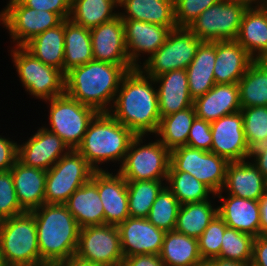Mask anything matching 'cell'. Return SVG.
I'll use <instances>...</instances> for the list:
<instances>
[{
    "label": "cell",
    "instance_id": "35",
    "mask_svg": "<svg viewBox=\"0 0 267 266\" xmlns=\"http://www.w3.org/2000/svg\"><path fill=\"white\" fill-rule=\"evenodd\" d=\"M211 203L209 199L180 205L175 231L198 239L218 214V207Z\"/></svg>",
    "mask_w": 267,
    "mask_h": 266
},
{
    "label": "cell",
    "instance_id": "15",
    "mask_svg": "<svg viewBox=\"0 0 267 266\" xmlns=\"http://www.w3.org/2000/svg\"><path fill=\"white\" fill-rule=\"evenodd\" d=\"M93 60L122 65L128 71L131 64L125 43L124 25L120 16L90 29Z\"/></svg>",
    "mask_w": 267,
    "mask_h": 266
},
{
    "label": "cell",
    "instance_id": "8",
    "mask_svg": "<svg viewBox=\"0 0 267 266\" xmlns=\"http://www.w3.org/2000/svg\"><path fill=\"white\" fill-rule=\"evenodd\" d=\"M46 102L49 104L50 127H43L57 134L70 149H76L83 141L89 123L98 112L65 93Z\"/></svg>",
    "mask_w": 267,
    "mask_h": 266
},
{
    "label": "cell",
    "instance_id": "47",
    "mask_svg": "<svg viewBox=\"0 0 267 266\" xmlns=\"http://www.w3.org/2000/svg\"><path fill=\"white\" fill-rule=\"evenodd\" d=\"M25 6L36 11L57 13L63 20L69 19L72 0H20Z\"/></svg>",
    "mask_w": 267,
    "mask_h": 266
},
{
    "label": "cell",
    "instance_id": "39",
    "mask_svg": "<svg viewBox=\"0 0 267 266\" xmlns=\"http://www.w3.org/2000/svg\"><path fill=\"white\" fill-rule=\"evenodd\" d=\"M164 183L155 180L127 181L129 216L147 218Z\"/></svg>",
    "mask_w": 267,
    "mask_h": 266
},
{
    "label": "cell",
    "instance_id": "26",
    "mask_svg": "<svg viewBox=\"0 0 267 266\" xmlns=\"http://www.w3.org/2000/svg\"><path fill=\"white\" fill-rule=\"evenodd\" d=\"M196 117L208 122L241 110L238 84H215L193 101Z\"/></svg>",
    "mask_w": 267,
    "mask_h": 266
},
{
    "label": "cell",
    "instance_id": "4",
    "mask_svg": "<svg viewBox=\"0 0 267 266\" xmlns=\"http://www.w3.org/2000/svg\"><path fill=\"white\" fill-rule=\"evenodd\" d=\"M135 136L109 112H98L89 123L83 141L76 150L95 171L105 170L99 166L110 161H118L120 168Z\"/></svg>",
    "mask_w": 267,
    "mask_h": 266
},
{
    "label": "cell",
    "instance_id": "36",
    "mask_svg": "<svg viewBox=\"0 0 267 266\" xmlns=\"http://www.w3.org/2000/svg\"><path fill=\"white\" fill-rule=\"evenodd\" d=\"M241 108L267 106V65L254 60L237 83Z\"/></svg>",
    "mask_w": 267,
    "mask_h": 266
},
{
    "label": "cell",
    "instance_id": "52",
    "mask_svg": "<svg viewBox=\"0 0 267 266\" xmlns=\"http://www.w3.org/2000/svg\"><path fill=\"white\" fill-rule=\"evenodd\" d=\"M260 235H267V190L259 199Z\"/></svg>",
    "mask_w": 267,
    "mask_h": 266
},
{
    "label": "cell",
    "instance_id": "53",
    "mask_svg": "<svg viewBox=\"0 0 267 266\" xmlns=\"http://www.w3.org/2000/svg\"><path fill=\"white\" fill-rule=\"evenodd\" d=\"M204 266H250V263L232 261L220 257L211 258L204 262Z\"/></svg>",
    "mask_w": 267,
    "mask_h": 266
},
{
    "label": "cell",
    "instance_id": "43",
    "mask_svg": "<svg viewBox=\"0 0 267 266\" xmlns=\"http://www.w3.org/2000/svg\"><path fill=\"white\" fill-rule=\"evenodd\" d=\"M248 147L267 137V106L241 108Z\"/></svg>",
    "mask_w": 267,
    "mask_h": 266
},
{
    "label": "cell",
    "instance_id": "50",
    "mask_svg": "<svg viewBox=\"0 0 267 266\" xmlns=\"http://www.w3.org/2000/svg\"><path fill=\"white\" fill-rule=\"evenodd\" d=\"M250 266H267V235L254 238Z\"/></svg>",
    "mask_w": 267,
    "mask_h": 266
},
{
    "label": "cell",
    "instance_id": "51",
    "mask_svg": "<svg viewBox=\"0 0 267 266\" xmlns=\"http://www.w3.org/2000/svg\"><path fill=\"white\" fill-rule=\"evenodd\" d=\"M122 266H166L159 255L142 254L124 257Z\"/></svg>",
    "mask_w": 267,
    "mask_h": 266
},
{
    "label": "cell",
    "instance_id": "21",
    "mask_svg": "<svg viewBox=\"0 0 267 266\" xmlns=\"http://www.w3.org/2000/svg\"><path fill=\"white\" fill-rule=\"evenodd\" d=\"M223 191L215 194L220 200L218 215L229 228L249 234L253 237L260 235L259 200L239 198L233 195H222Z\"/></svg>",
    "mask_w": 267,
    "mask_h": 266
},
{
    "label": "cell",
    "instance_id": "37",
    "mask_svg": "<svg viewBox=\"0 0 267 266\" xmlns=\"http://www.w3.org/2000/svg\"><path fill=\"white\" fill-rule=\"evenodd\" d=\"M195 118L194 106L169 114L160 119L158 130L154 135L170 151L185 146Z\"/></svg>",
    "mask_w": 267,
    "mask_h": 266
},
{
    "label": "cell",
    "instance_id": "25",
    "mask_svg": "<svg viewBox=\"0 0 267 266\" xmlns=\"http://www.w3.org/2000/svg\"><path fill=\"white\" fill-rule=\"evenodd\" d=\"M254 59L236 40L216 41V84H237Z\"/></svg>",
    "mask_w": 267,
    "mask_h": 266
},
{
    "label": "cell",
    "instance_id": "17",
    "mask_svg": "<svg viewBox=\"0 0 267 266\" xmlns=\"http://www.w3.org/2000/svg\"><path fill=\"white\" fill-rule=\"evenodd\" d=\"M70 150L57 134L41 126L25 143L18 144L17 160L25 166L47 171Z\"/></svg>",
    "mask_w": 267,
    "mask_h": 266
},
{
    "label": "cell",
    "instance_id": "49",
    "mask_svg": "<svg viewBox=\"0 0 267 266\" xmlns=\"http://www.w3.org/2000/svg\"><path fill=\"white\" fill-rule=\"evenodd\" d=\"M248 159L253 162L262 175L267 179V137L263 140L253 142L248 147L246 160Z\"/></svg>",
    "mask_w": 267,
    "mask_h": 266
},
{
    "label": "cell",
    "instance_id": "33",
    "mask_svg": "<svg viewBox=\"0 0 267 266\" xmlns=\"http://www.w3.org/2000/svg\"><path fill=\"white\" fill-rule=\"evenodd\" d=\"M93 60L90 29L70 19L64 20V63L63 74L70 69Z\"/></svg>",
    "mask_w": 267,
    "mask_h": 266
},
{
    "label": "cell",
    "instance_id": "12",
    "mask_svg": "<svg viewBox=\"0 0 267 266\" xmlns=\"http://www.w3.org/2000/svg\"><path fill=\"white\" fill-rule=\"evenodd\" d=\"M228 163L211 151L185 145L171 150L169 171L188 172L216 194L224 186Z\"/></svg>",
    "mask_w": 267,
    "mask_h": 266
},
{
    "label": "cell",
    "instance_id": "55",
    "mask_svg": "<svg viewBox=\"0 0 267 266\" xmlns=\"http://www.w3.org/2000/svg\"><path fill=\"white\" fill-rule=\"evenodd\" d=\"M249 5H262L264 3H267V0H244Z\"/></svg>",
    "mask_w": 267,
    "mask_h": 266
},
{
    "label": "cell",
    "instance_id": "19",
    "mask_svg": "<svg viewBox=\"0 0 267 266\" xmlns=\"http://www.w3.org/2000/svg\"><path fill=\"white\" fill-rule=\"evenodd\" d=\"M123 25L128 57L134 67L142 64L141 53H148L150 57L165 43L171 31L168 27L139 20H123Z\"/></svg>",
    "mask_w": 267,
    "mask_h": 266
},
{
    "label": "cell",
    "instance_id": "29",
    "mask_svg": "<svg viewBox=\"0 0 267 266\" xmlns=\"http://www.w3.org/2000/svg\"><path fill=\"white\" fill-rule=\"evenodd\" d=\"M122 20H139L176 29L174 0H118Z\"/></svg>",
    "mask_w": 267,
    "mask_h": 266
},
{
    "label": "cell",
    "instance_id": "5",
    "mask_svg": "<svg viewBox=\"0 0 267 266\" xmlns=\"http://www.w3.org/2000/svg\"><path fill=\"white\" fill-rule=\"evenodd\" d=\"M0 256L4 266H40L37 228L30 212L0 221Z\"/></svg>",
    "mask_w": 267,
    "mask_h": 266
},
{
    "label": "cell",
    "instance_id": "54",
    "mask_svg": "<svg viewBox=\"0 0 267 266\" xmlns=\"http://www.w3.org/2000/svg\"><path fill=\"white\" fill-rule=\"evenodd\" d=\"M58 266H103V265L96 264L94 262L84 261L76 256H72L65 262L59 264Z\"/></svg>",
    "mask_w": 267,
    "mask_h": 266
},
{
    "label": "cell",
    "instance_id": "13",
    "mask_svg": "<svg viewBox=\"0 0 267 266\" xmlns=\"http://www.w3.org/2000/svg\"><path fill=\"white\" fill-rule=\"evenodd\" d=\"M62 21L57 13L36 11L20 0H9L7 6L0 11V23L16 43L14 46H23L36 35L56 27Z\"/></svg>",
    "mask_w": 267,
    "mask_h": 266
},
{
    "label": "cell",
    "instance_id": "24",
    "mask_svg": "<svg viewBox=\"0 0 267 266\" xmlns=\"http://www.w3.org/2000/svg\"><path fill=\"white\" fill-rule=\"evenodd\" d=\"M80 228L105 224V214L98 193V171L74 191L65 203Z\"/></svg>",
    "mask_w": 267,
    "mask_h": 266
},
{
    "label": "cell",
    "instance_id": "48",
    "mask_svg": "<svg viewBox=\"0 0 267 266\" xmlns=\"http://www.w3.org/2000/svg\"><path fill=\"white\" fill-rule=\"evenodd\" d=\"M18 143L0 135V172L9 171L17 161Z\"/></svg>",
    "mask_w": 267,
    "mask_h": 266
},
{
    "label": "cell",
    "instance_id": "18",
    "mask_svg": "<svg viewBox=\"0 0 267 266\" xmlns=\"http://www.w3.org/2000/svg\"><path fill=\"white\" fill-rule=\"evenodd\" d=\"M117 227L124 257L160 254L165 231L154 226L147 218L128 217Z\"/></svg>",
    "mask_w": 267,
    "mask_h": 266
},
{
    "label": "cell",
    "instance_id": "38",
    "mask_svg": "<svg viewBox=\"0 0 267 266\" xmlns=\"http://www.w3.org/2000/svg\"><path fill=\"white\" fill-rule=\"evenodd\" d=\"M165 185L180 205L209 200L210 194L212 198H216L215 193L208 186L188 172L169 171Z\"/></svg>",
    "mask_w": 267,
    "mask_h": 266
},
{
    "label": "cell",
    "instance_id": "46",
    "mask_svg": "<svg viewBox=\"0 0 267 266\" xmlns=\"http://www.w3.org/2000/svg\"><path fill=\"white\" fill-rule=\"evenodd\" d=\"M187 146L211 151L212 133L210 122L196 117L189 131Z\"/></svg>",
    "mask_w": 267,
    "mask_h": 266
},
{
    "label": "cell",
    "instance_id": "3",
    "mask_svg": "<svg viewBox=\"0 0 267 266\" xmlns=\"http://www.w3.org/2000/svg\"><path fill=\"white\" fill-rule=\"evenodd\" d=\"M37 228L40 266H58L75 256L80 227L65 204H43L30 212Z\"/></svg>",
    "mask_w": 267,
    "mask_h": 266
},
{
    "label": "cell",
    "instance_id": "57",
    "mask_svg": "<svg viewBox=\"0 0 267 266\" xmlns=\"http://www.w3.org/2000/svg\"><path fill=\"white\" fill-rule=\"evenodd\" d=\"M0 266H4L1 256H0Z\"/></svg>",
    "mask_w": 267,
    "mask_h": 266
},
{
    "label": "cell",
    "instance_id": "2",
    "mask_svg": "<svg viewBox=\"0 0 267 266\" xmlns=\"http://www.w3.org/2000/svg\"><path fill=\"white\" fill-rule=\"evenodd\" d=\"M127 72L122 65L91 60L65 73V94L97 112H109Z\"/></svg>",
    "mask_w": 267,
    "mask_h": 266
},
{
    "label": "cell",
    "instance_id": "44",
    "mask_svg": "<svg viewBox=\"0 0 267 266\" xmlns=\"http://www.w3.org/2000/svg\"><path fill=\"white\" fill-rule=\"evenodd\" d=\"M23 213L25 211L17 200L11 170L0 172V221Z\"/></svg>",
    "mask_w": 267,
    "mask_h": 266
},
{
    "label": "cell",
    "instance_id": "11",
    "mask_svg": "<svg viewBox=\"0 0 267 266\" xmlns=\"http://www.w3.org/2000/svg\"><path fill=\"white\" fill-rule=\"evenodd\" d=\"M202 41L188 28H176L169 32L165 43L139 68L155 78L172 70L187 69Z\"/></svg>",
    "mask_w": 267,
    "mask_h": 266
},
{
    "label": "cell",
    "instance_id": "6",
    "mask_svg": "<svg viewBox=\"0 0 267 266\" xmlns=\"http://www.w3.org/2000/svg\"><path fill=\"white\" fill-rule=\"evenodd\" d=\"M144 137L146 135H136L132 139L125 160L117 171L126 181L155 180L166 182L171 162V151L158 138L145 144Z\"/></svg>",
    "mask_w": 267,
    "mask_h": 266
},
{
    "label": "cell",
    "instance_id": "30",
    "mask_svg": "<svg viewBox=\"0 0 267 266\" xmlns=\"http://www.w3.org/2000/svg\"><path fill=\"white\" fill-rule=\"evenodd\" d=\"M216 60V42H202L194 59L187 67L189 94L193 100L203 96L215 84L214 64Z\"/></svg>",
    "mask_w": 267,
    "mask_h": 266
},
{
    "label": "cell",
    "instance_id": "32",
    "mask_svg": "<svg viewBox=\"0 0 267 266\" xmlns=\"http://www.w3.org/2000/svg\"><path fill=\"white\" fill-rule=\"evenodd\" d=\"M23 47L44 64L63 73L64 63V20L30 39Z\"/></svg>",
    "mask_w": 267,
    "mask_h": 266
},
{
    "label": "cell",
    "instance_id": "28",
    "mask_svg": "<svg viewBox=\"0 0 267 266\" xmlns=\"http://www.w3.org/2000/svg\"><path fill=\"white\" fill-rule=\"evenodd\" d=\"M236 41L254 60L267 56V10L262 5L248 6Z\"/></svg>",
    "mask_w": 267,
    "mask_h": 266
},
{
    "label": "cell",
    "instance_id": "22",
    "mask_svg": "<svg viewBox=\"0 0 267 266\" xmlns=\"http://www.w3.org/2000/svg\"><path fill=\"white\" fill-rule=\"evenodd\" d=\"M239 198L259 200L267 190V179L249 160L229 162L222 191Z\"/></svg>",
    "mask_w": 267,
    "mask_h": 266
},
{
    "label": "cell",
    "instance_id": "16",
    "mask_svg": "<svg viewBox=\"0 0 267 266\" xmlns=\"http://www.w3.org/2000/svg\"><path fill=\"white\" fill-rule=\"evenodd\" d=\"M211 152L228 162L246 160L248 144L245 139L242 112L229 114L210 122Z\"/></svg>",
    "mask_w": 267,
    "mask_h": 266
},
{
    "label": "cell",
    "instance_id": "23",
    "mask_svg": "<svg viewBox=\"0 0 267 266\" xmlns=\"http://www.w3.org/2000/svg\"><path fill=\"white\" fill-rule=\"evenodd\" d=\"M157 86L159 113L161 118L193 106L189 94L187 71L172 70L153 78Z\"/></svg>",
    "mask_w": 267,
    "mask_h": 266
},
{
    "label": "cell",
    "instance_id": "58",
    "mask_svg": "<svg viewBox=\"0 0 267 266\" xmlns=\"http://www.w3.org/2000/svg\"><path fill=\"white\" fill-rule=\"evenodd\" d=\"M262 6L267 10V3L262 4Z\"/></svg>",
    "mask_w": 267,
    "mask_h": 266
},
{
    "label": "cell",
    "instance_id": "10",
    "mask_svg": "<svg viewBox=\"0 0 267 266\" xmlns=\"http://www.w3.org/2000/svg\"><path fill=\"white\" fill-rule=\"evenodd\" d=\"M94 171L76 149H71L47 170L45 204H65L74 191L91 179Z\"/></svg>",
    "mask_w": 267,
    "mask_h": 266
},
{
    "label": "cell",
    "instance_id": "34",
    "mask_svg": "<svg viewBox=\"0 0 267 266\" xmlns=\"http://www.w3.org/2000/svg\"><path fill=\"white\" fill-rule=\"evenodd\" d=\"M118 9V0H72L69 19L92 29L119 16Z\"/></svg>",
    "mask_w": 267,
    "mask_h": 266
},
{
    "label": "cell",
    "instance_id": "1",
    "mask_svg": "<svg viewBox=\"0 0 267 266\" xmlns=\"http://www.w3.org/2000/svg\"><path fill=\"white\" fill-rule=\"evenodd\" d=\"M109 113L135 135H154L161 119L155 80L139 67L129 70Z\"/></svg>",
    "mask_w": 267,
    "mask_h": 266
},
{
    "label": "cell",
    "instance_id": "14",
    "mask_svg": "<svg viewBox=\"0 0 267 266\" xmlns=\"http://www.w3.org/2000/svg\"><path fill=\"white\" fill-rule=\"evenodd\" d=\"M75 256L103 266H122L124 255L118 227L103 224L80 228Z\"/></svg>",
    "mask_w": 267,
    "mask_h": 266
},
{
    "label": "cell",
    "instance_id": "27",
    "mask_svg": "<svg viewBox=\"0 0 267 266\" xmlns=\"http://www.w3.org/2000/svg\"><path fill=\"white\" fill-rule=\"evenodd\" d=\"M16 197L25 212H31L45 203L47 171L28 167L18 160L10 169Z\"/></svg>",
    "mask_w": 267,
    "mask_h": 266
},
{
    "label": "cell",
    "instance_id": "7",
    "mask_svg": "<svg viewBox=\"0 0 267 266\" xmlns=\"http://www.w3.org/2000/svg\"><path fill=\"white\" fill-rule=\"evenodd\" d=\"M10 55L29 95L46 101L65 93V75L59 69L44 64L23 46H13Z\"/></svg>",
    "mask_w": 267,
    "mask_h": 266
},
{
    "label": "cell",
    "instance_id": "41",
    "mask_svg": "<svg viewBox=\"0 0 267 266\" xmlns=\"http://www.w3.org/2000/svg\"><path fill=\"white\" fill-rule=\"evenodd\" d=\"M254 238L249 234L227 227L223 234L219 257L251 263Z\"/></svg>",
    "mask_w": 267,
    "mask_h": 266
},
{
    "label": "cell",
    "instance_id": "42",
    "mask_svg": "<svg viewBox=\"0 0 267 266\" xmlns=\"http://www.w3.org/2000/svg\"><path fill=\"white\" fill-rule=\"evenodd\" d=\"M227 227L223 219L217 214L197 239L199 253L204 262L219 257L223 234Z\"/></svg>",
    "mask_w": 267,
    "mask_h": 266
},
{
    "label": "cell",
    "instance_id": "56",
    "mask_svg": "<svg viewBox=\"0 0 267 266\" xmlns=\"http://www.w3.org/2000/svg\"><path fill=\"white\" fill-rule=\"evenodd\" d=\"M262 61L267 65V56H265Z\"/></svg>",
    "mask_w": 267,
    "mask_h": 266
},
{
    "label": "cell",
    "instance_id": "20",
    "mask_svg": "<svg viewBox=\"0 0 267 266\" xmlns=\"http://www.w3.org/2000/svg\"><path fill=\"white\" fill-rule=\"evenodd\" d=\"M98 193L105 214V224L118 226L129 216L127 181L117 171H98Z\"/></svg>",
    "mask_w": 267,
    "mask_h": 266
},
{
    "label": "cell",
    "instance_id": "9",
    "mask_svg": "<svg viewBox=\"0 0 267 266\" xmlns=\"http://www.w3.org/2000/svg\"><path fill=\"white\" fill-rule=\"evenodd\" d=\"M248 6L244 0H220L204 10L188 29L202 42L236 40Z\"/></svg>",
    "mask_w": 267,
    "mask_h": 266
},
{
    "label": "cell",
    "instance_id": "40",
    "mask_svg": "<svg viewBox=\"0 0 267 266\" xmlns=\"http://www.w3.org/2000/svg\"><path fill=\"white\" fill-rule=\"evenodd\" d=\"M180 203L166 187L159 192L147 219L157 228L167 231L175 230Z\"/></svg>",
    "mask_w": 267,
    "mask_h": 266
},
{
    "label": "cell",
    "instance_id": "45",
    "mask_svg": "<svg viewBox=\"0 0 267 266\" xmlns=\"http://www.w3.org/2000/svg\"><path fill=\"white\" fill-rule=\"evenodd\" d=\"M220 0H174L177 28H188L206 9Z\"/></svg>",
    "mask_w": 267,
    "mask_h": 266
},
{
    "label": "cell",
    "instance_id": "31",
    "mask_svg": "<svg viewBox=\"0 0 267 266\" xmlns=\"http://www.w3.org/2000/svg\"><path fill=\"white\" fill-rule=\"evenodd\" d=\"M159 256L166 266H200L204 264L199 253L197 238L175 230L165 232Z\"/></svg>",
    "mask_w": 267,
    "mask_h": 266
}]
</instances>
